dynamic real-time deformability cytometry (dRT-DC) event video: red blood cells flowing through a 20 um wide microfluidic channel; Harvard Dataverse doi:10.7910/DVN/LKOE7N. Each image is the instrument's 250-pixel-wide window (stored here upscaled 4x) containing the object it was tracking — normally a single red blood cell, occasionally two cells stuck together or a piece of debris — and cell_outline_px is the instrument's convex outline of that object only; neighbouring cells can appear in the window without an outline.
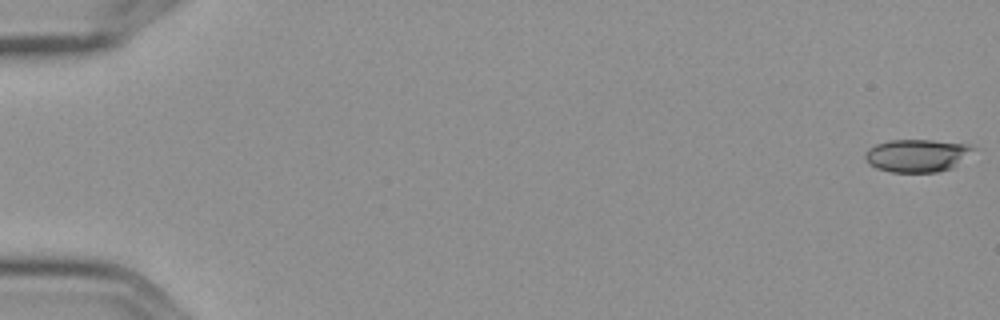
{"species": "Egyptian fruit bat (a non-hibernating species)", "species_latin": "Rousettus aegyptiacus", "temperature_condition": "cold", "stored_images_in_passage": 10, "camera_frame_rate_fps": 3000, "um_per_image_px": 0.085, "frame": {"image": 1, "passage_image": 1, "time_ms": 0.0, "image_size_px": [1000, 320], "cell_outline_px": [[976, 148], [952, 168], [936, 172], [888, 172], [876, 168], [868, 164], [864, 156], [864, 152], [868, 148], [876, 144], [888, 140], [932, 140], [968, 144]], "centroid_in_image_um": [77.89, 13.22], "position_along_channel_um": 7.1, "area_um2": 20.69}}
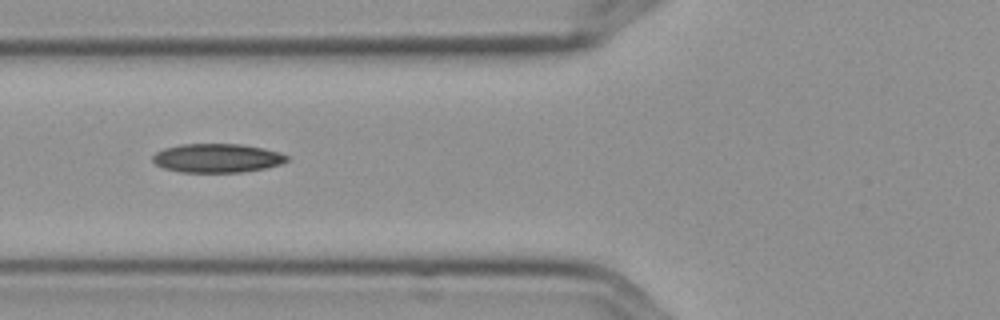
{"frame": {"image": 2, "passage_image": 7, "time_ms": 2.0, "image_size_px": [1000, 320], "cell_outline_px": [[288, 160], [280, 164], [264, 168], [240, 172], [180, 172], [164, 168], [156, 164], [152, 160], [152, 156], [156, 152], [164, 148], [180, 144], [240, 144], [264, 148], [280, 152], [288, 156]], "centroid_in_image_um": [18.44, 13.43], "position_along_channel_um": 107.4, "area_um2": 22.54}}
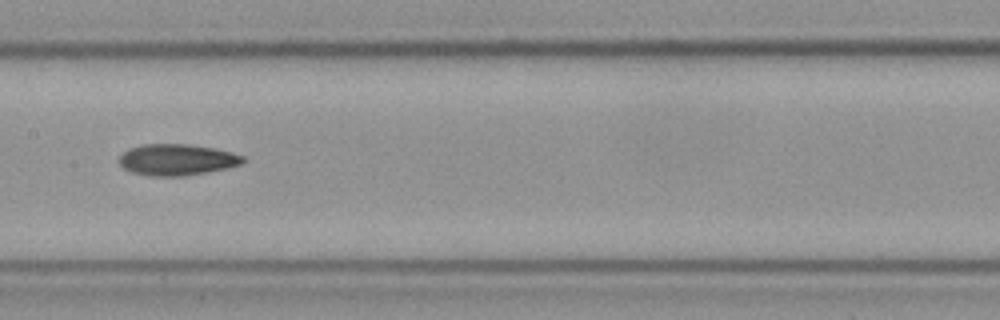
{"frame": {"image": 3, "passage_image": 9, "time_ms": 2.667, "image_size_px": [1000, 320], "cell_outline_px": [[244, 160], [240, 164], [228, 168], [184, 176], [148, 176], [132, 172], [124, 168], [120, 164], [120, 156], [128, 148], [144, 144], [188, 144], [212, 148], [232, 152], [244, 156]], "centroid_in_image_um": [15.03, 13.58], "position_along_channel_um": 192.4, "area_um2": 22.48}}